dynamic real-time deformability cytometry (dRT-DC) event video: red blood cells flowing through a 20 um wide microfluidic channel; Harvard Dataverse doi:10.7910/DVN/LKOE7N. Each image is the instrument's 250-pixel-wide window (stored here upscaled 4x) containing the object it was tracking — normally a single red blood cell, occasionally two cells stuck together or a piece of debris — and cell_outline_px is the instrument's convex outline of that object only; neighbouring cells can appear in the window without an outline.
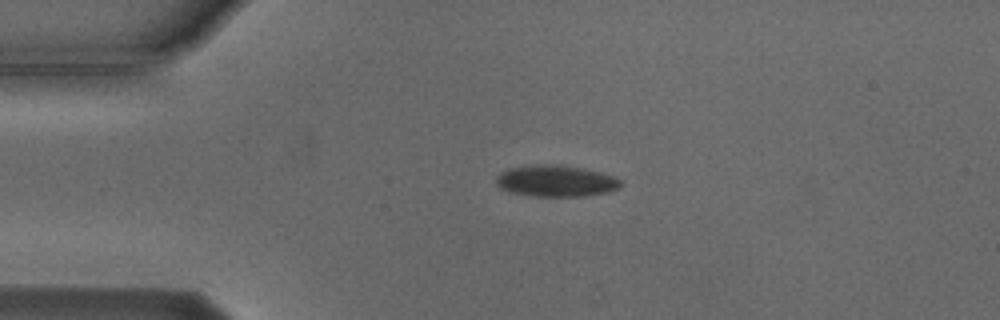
{"species": "Egyptian fruit bat (a non-hibernating species)", "species_latin": "Rousettus aegyptiacus", "temperature_condition": "cold", "stored_images_in_passage": 4, "camera_frame_rate_fps": 3000, "um_per_image_px": 0.085, "animal": {"sex": "male"}, "frame": {"image": 1, "passage_image": 3, "time_ms": 2.333, "image_size_px": [1000, 320], "cell_outline_px": [[624, 184], [620, 188], [608, 192], [584, 196], [536, 196], [508, 192], [500, 188], [496, 184], [496, 176], [500, 172], [508, 168], [544, 164], [560, 164], [600, 172], [612, 176], [620, 180]], "centroid_in_image_um": [47.24, 15.38], "position_along_channel_um": 37.8, "area_um2": 22.89}}